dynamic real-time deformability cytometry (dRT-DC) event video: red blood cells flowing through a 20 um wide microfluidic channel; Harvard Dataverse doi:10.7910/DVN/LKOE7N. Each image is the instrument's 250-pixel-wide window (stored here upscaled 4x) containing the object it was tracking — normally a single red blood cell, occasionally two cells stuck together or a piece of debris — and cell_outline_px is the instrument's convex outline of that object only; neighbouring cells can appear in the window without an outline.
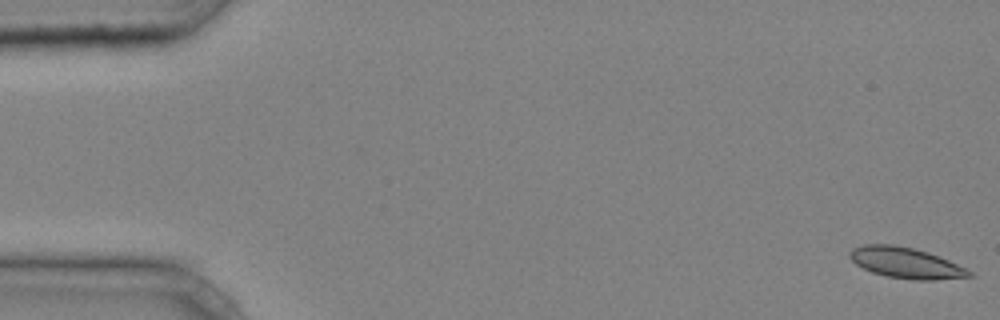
{"species": "common noctule bat (a hibernating species)", "species_latin": "Nyctalus noctula", "temperature_condition": "cold", "stored_images_in_passage": 45, "camera_frame_rate_fps": 3000, "um_per_image_px": 0.085, "animal": {"sex": "male", "body_mass_g": 20.4}, "frame": {"image": 1, "passage_image": 1, "time_ms": 0.0, "image_size_px": [1000, 320], "cell_outline_px": [[976, 276], [932, 280], [912, 280], [888, 276], [872, 272], [856, 264], [848, 256], [848, 252], [852, 248], [864, 244], [896, 244], [928, 252], [948, 260], [972, 272]], "centroid_in_image_um": [76.97, 22.33], "position_along_channel_um": 8.0, "area_um2": 21.39}}
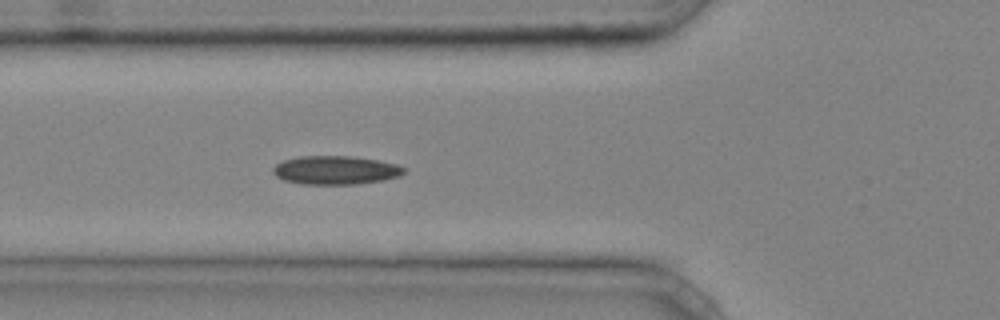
{"frame": {"image": 2, "passage_image": 17, "time_ms": 5.333, "image_size_px": [1000, 320], "cell_outline_px": [[404, 172], [400, 176], [384, 180], [356, 184], [300, 184], [284, 180], [276, 176], [272, 172], [272, 168], [276, 164], [284, 160], [300, 156], [352, 156], [376, 160], [396, 164], [404, 168]], "centroid_in_image_um": [28.49, 14.46], "position_along_channel_um": 97.3, "area_um2": 21.79}}
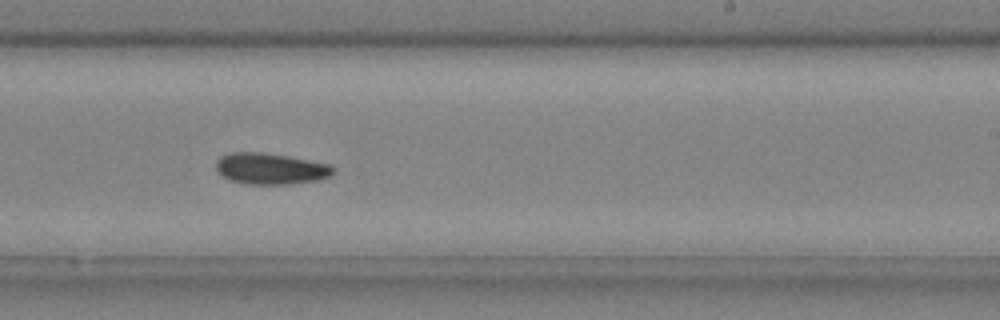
{"frame": {"image": 3, "passage_image": 29, "time_ms": 9.333, "image_size_px": [1000, 320], "cell_outline_px": [[336, 172], [332, 176], [316, 180], [292, 184], [244, 184], [228, 180], [216, 168], [216, 160], [220, 156], [228, 152], [260, 152], [288, 156], [328, 164], [336, 168]], "centroid_in_image_um": [23.0, 14.34], "position_along_channel_um": 266.0, "area_um2": 21.5}, "authors_computed_cell_mechanics": {"area_um2": 20.808, "velocity_mm_per_s": 4.2212, "shape_relaxation_time_tau1_ms": null, "shape_relaxation_time_tau2_ms": 9.361, "deformation_change_tau1": null, "deformation_change_tau2": 0.1003}}